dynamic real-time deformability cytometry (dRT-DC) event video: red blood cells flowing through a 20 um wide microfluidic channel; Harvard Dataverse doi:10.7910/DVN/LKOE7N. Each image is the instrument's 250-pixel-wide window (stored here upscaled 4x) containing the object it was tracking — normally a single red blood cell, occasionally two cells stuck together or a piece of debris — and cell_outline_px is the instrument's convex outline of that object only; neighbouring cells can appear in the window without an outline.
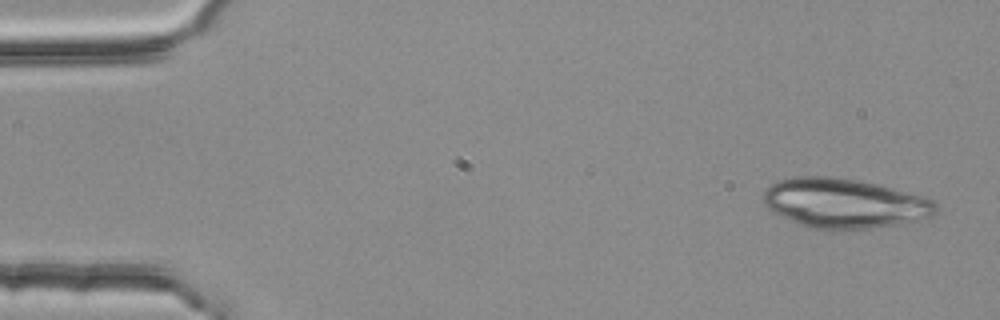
{"species": "common noctule bat (a hibernating species)", "species_latin": "Nyctalus noctula", "temperature_condition": "room temperature", "stored_images_in_passage": 4, "camera_frame_rate_fps": 3000, "um_per_image_px": 0.085, "animal": {"sex": "female", "body_mass_g": 25.1}, "frame": {"image": 1, "passage_image": 1, "time_ms": 0.0, "image_size_px": [1000, 320], "cell_outline_px": [[940, 208], [932, 216], [900, 224], [868, 228], [812, 228], [772, 212], [764, 204], [764, 192], [768, 184], [780, 180], [796, 176], [828, 176], [856, 180], [880, 184], [920, 196], [932, 200]], "centroid_in_image_um": [71.76, 17.25], "position_along_channel_um": 13.2, "area_um2": 49.3}}